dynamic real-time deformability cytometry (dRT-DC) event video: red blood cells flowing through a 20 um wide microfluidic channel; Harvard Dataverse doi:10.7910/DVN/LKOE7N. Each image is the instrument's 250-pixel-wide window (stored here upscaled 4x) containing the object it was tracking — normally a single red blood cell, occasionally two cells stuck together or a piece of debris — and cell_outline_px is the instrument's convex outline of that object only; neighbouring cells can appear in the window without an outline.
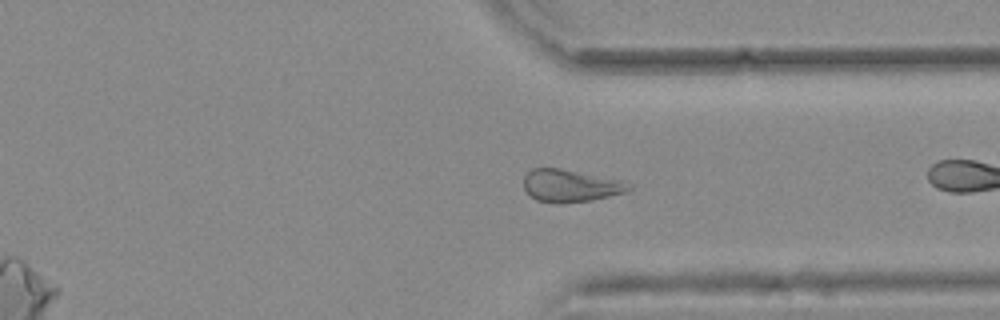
{"species": "common noctule bat (a hibernating species)", "species_latin": "Nyctalus noctula", "temperature_condition": "warm", "stored_images_in_passage": 27, "camera_frame_rate_fps": 3000, "um_per_image_px": 0.085, "animal": {"sex": "female", "body_mass_g": 25.1}, "frame": {"image": 1, "passage_image": 20, "time_ms": 6.333, "image_size_px": [1000, 320], "cell_outline_px": [[632, 188], [628, 192], [592, 200], [560, 204], [536, 200], [524, 188], [524, 176], [532, 168], [560, 168], [620, 180], [632, 184]], "centroid_in_image_um": [48.51, 15.79], "position_along_channel_um": 362.9, "area_um2": 19.88}, "authors_computed_cell_mechanics": {"area_um2": 19.4786, "velocity_mm_per_s": 3.7627, "shape_relaxation_time_tau1_ms": 2.8018, "shape_relaxation_time_tau2_ms": 1.1486, "deformation_change_tau1": 0.1169, "deformation_change_tau2": 0.091}}